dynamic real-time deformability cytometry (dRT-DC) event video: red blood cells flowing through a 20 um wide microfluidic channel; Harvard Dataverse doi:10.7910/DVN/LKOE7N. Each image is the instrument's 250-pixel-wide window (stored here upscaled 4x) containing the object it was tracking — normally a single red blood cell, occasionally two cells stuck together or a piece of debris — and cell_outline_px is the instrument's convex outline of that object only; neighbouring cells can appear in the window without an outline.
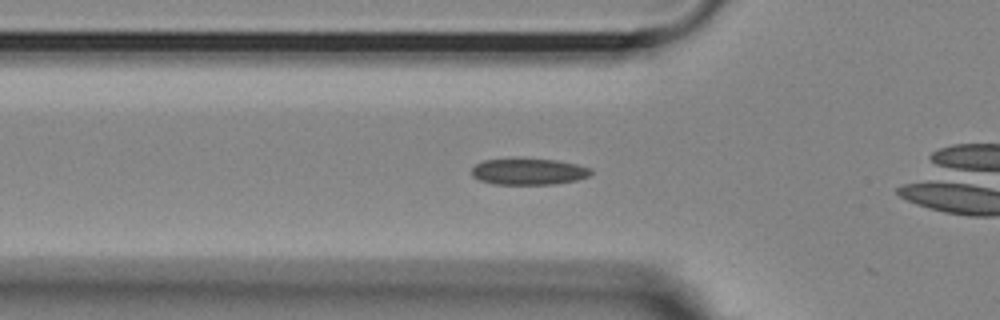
{"species": "Egyptian fruit bat (a non-hibernating species)", "species_latin": "Rousettus aegyptiacus", "temperature_condition": "room temperature", "stored_images_in_passage": 22, "camera_frame_rate_fps": 3000, "um_per_image_px": 0.085, "animal": {"sex": "female"}, "frame": {"image": 1, "passage_image": 3, "time_ms": 0.667, "image_size_px": [1000, 320], "cell_outline_px": [[592, 172], [588, 176], [576, 180], [556, 184], [492, 184], [480, 180], [472, 176], [472, 168], [476, 164], [484, 160], [516, 156], [556, 160], [576, 164], [592, 168]], "centroid_in_image_um": [44.9, 14.55], "position_along_channel_um": 80.9, "area_um2": 18.96}}
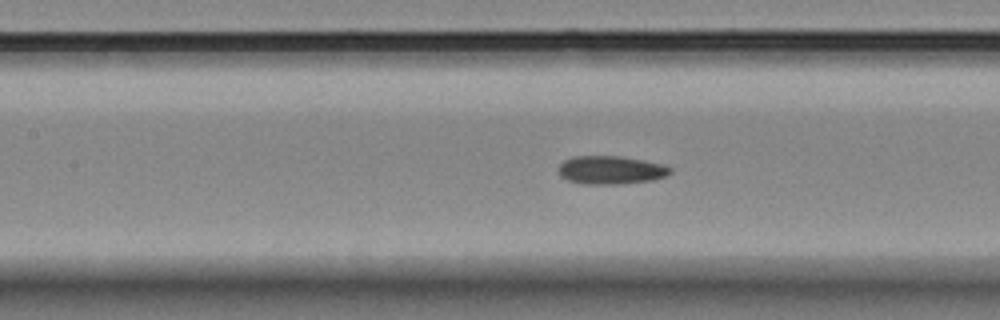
{"frame": {"image": 2, "passage_image": 9, "time_ms": 2.667, "image_size_px": [1000, 320], "cell_outline_px": [[672, 172], [668, 176], [652, 180], [620, 184], [584, 184], [568, 180], [560, 176], [560, 164], [564, 160], [572, 156], [620, 156], [664, 164], [672, 168]], "centroid_in_image_um": [51.96, 14.45], "position_along_channel_um": 155.4, "area_um2": 18.5}}
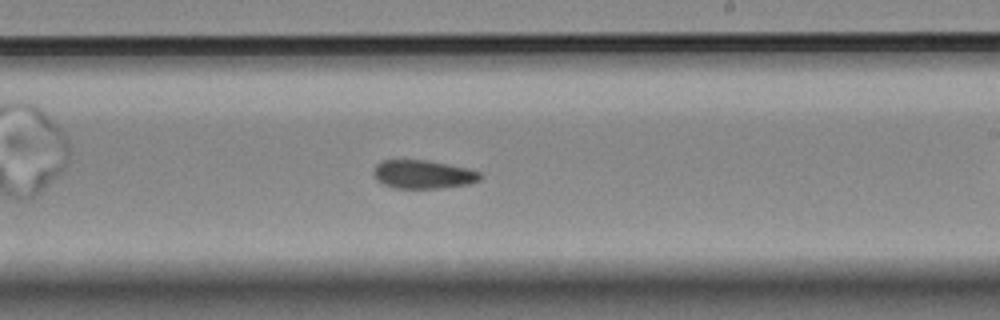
{"frame": {"image": 3, "passage_image": 17, "time_ms": 5.333, "image_size_px": [1000, 320], "cell_outline_px": [[484, 176], [480, 180], [468, 184], [440, 188], [396, 188], [384, 184], [376, 180], [372, 172], [376, 164], [384, 160], [428, 160], [468, 168], [480, 172]], "centroid_in_image_um": [35.98, 14.82], "position_along_channel_um": 253.0, "area_um2": 17.8}}